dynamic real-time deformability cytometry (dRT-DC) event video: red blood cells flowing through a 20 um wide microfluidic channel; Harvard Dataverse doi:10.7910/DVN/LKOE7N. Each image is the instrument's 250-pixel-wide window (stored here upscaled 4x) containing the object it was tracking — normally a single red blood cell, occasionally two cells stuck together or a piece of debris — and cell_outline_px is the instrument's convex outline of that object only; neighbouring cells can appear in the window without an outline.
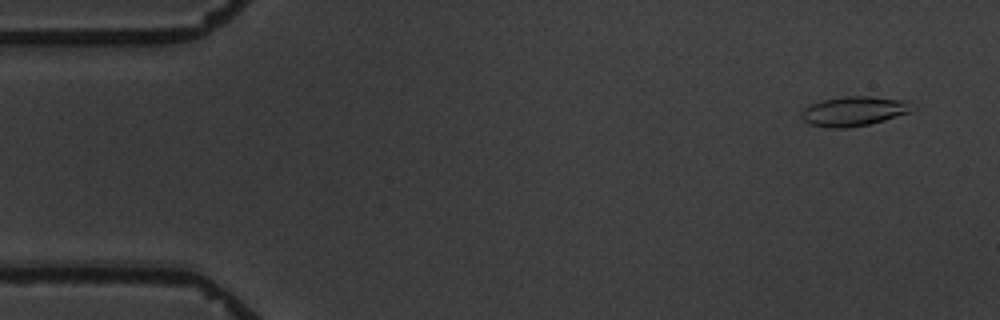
{"species": "common noctule bat (a hibernating species)", "species_latin": "Nyctalus noctula", "temperature_condition": "warm", "stored_images_in_passage": 4, "camera_frame_rate_fps": 3000, "um_per_image_px": 0.085, "animal": {"sex": "male", "body_mass_g": 19.5, "forearm_length_mm": 54.6}, "frame": {"image": 1, "passage_image": 1, "time_ms": 0.0, "image_size_px": [1000, 320], "cell_outline_px": [[916, 108], [912, 112], [884, 120], [868, 124], [848, 128], [832, 128], [808, 124], [800, 116], [804, 108], [808, 104], [820, 100], [844, 96], [868, 96], [908, 100]], "centroid_in_image_um": [72.6, 9.44], "position_along_channel_um": 12.4, "area_um2": 19.42}}